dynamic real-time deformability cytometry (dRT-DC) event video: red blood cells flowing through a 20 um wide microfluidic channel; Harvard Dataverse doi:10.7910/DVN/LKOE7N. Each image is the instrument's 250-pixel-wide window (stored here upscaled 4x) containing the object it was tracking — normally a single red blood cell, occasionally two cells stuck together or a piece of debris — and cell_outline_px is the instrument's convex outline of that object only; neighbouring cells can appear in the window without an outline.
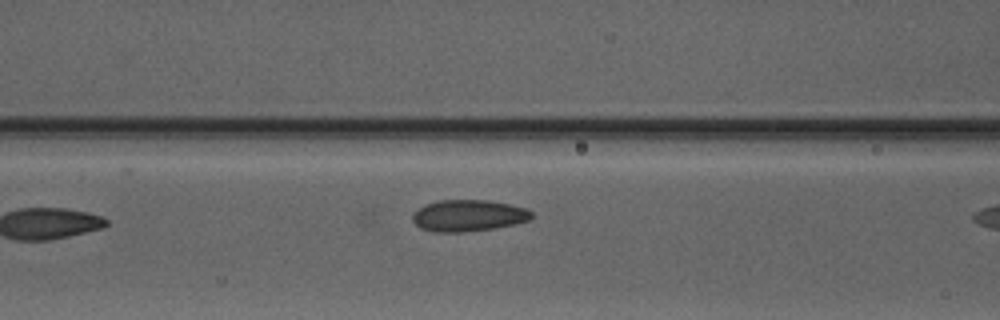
{"species": "Egyptian fruit bat (a non-hibernating species)", "species_latin": "Rousettus aegyptiacus", "temperature_condition": "warm", "stored_images_in_passage": 7, "segment_of_instrument_passage": [1, 2], "camera_frame_rate_fps": 3000, "um_per_image_px": 0.085, "animal": {"sex": "male"}, "frame": {"image": 1, "passage_image": 6, "time_ms": 6.333, "image_size_px": [1000, 320], "cell_outline_px": [[532, 216], [528, 220], [512, 224], [492, 228], [464, 232], [436, 232], [420, 228], [412, 220], [412, 216], [420, 208], [428, 204], [440, 200], [488, 200], [508, 204], [524, 208], [532, 212]], "centroid_in_image_um": [39.79, 18.32], "position_along_channel_um": 126.8, "area_um2": 21.44}}